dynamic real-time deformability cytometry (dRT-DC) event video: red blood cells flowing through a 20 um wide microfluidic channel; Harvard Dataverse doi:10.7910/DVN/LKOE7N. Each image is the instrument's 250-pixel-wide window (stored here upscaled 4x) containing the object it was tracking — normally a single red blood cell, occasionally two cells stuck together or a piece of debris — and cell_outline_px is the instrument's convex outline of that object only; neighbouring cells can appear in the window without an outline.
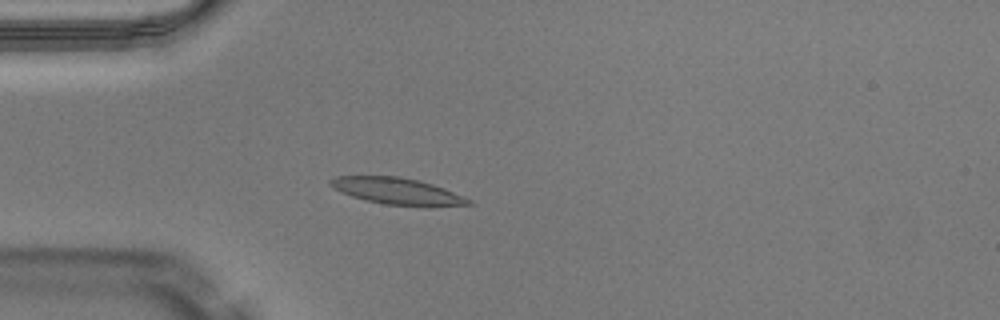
{"species": "Egyptian fruit bat (a non-hibernating species)", "species_latin": "Rousettus aegyptiacus", "temperature_condition": "warm", "stored_images_in_passage": 38, "camera_frame_rate_fps": 3000, "um_per_image_px": 0.085, "animal": {"sex": "male"}, "frame": {"image": 1, "passage_image": 2, "time_ms": 0.333, "image_size_px": [1000, 320], "cell_outline_px": [[476, 204], [432, 208], [424, 208], [388, 204], [368, 200], [352, 196], [332, 188], [328, 184], [328, 180], [336, 176], [396, 176], [416, 180], [432, 184], [444, 188], [472, 200]], "centroid_in_image_um": [33.84, 16.28], "position_along_channel_um": 51.2, "area_um2": 21.73}}
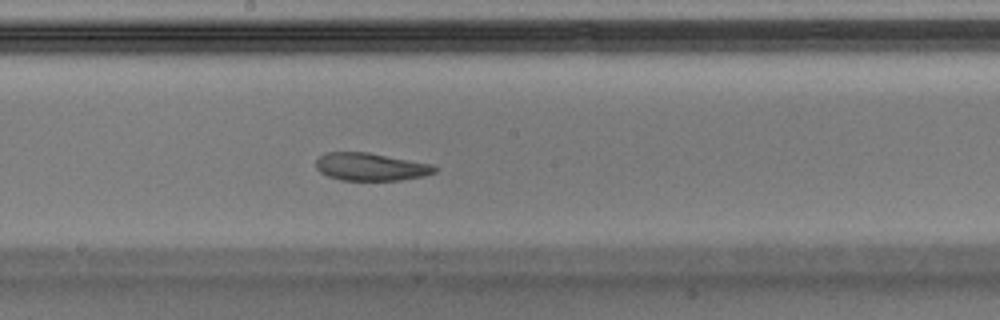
{"frame": {"image": 2, "passage_image": 15, "time_ms": 4.667, "image_size_px": [1000, 320], "cell_outline_px": [[440, 168], [436, 172], [424, 176], [400, 180], [340, 180], [328, 176], [320, 172], [316, 168], [316, 160], [324, 152], [368, 152], [432, 164]], "centroid_in_image_um": [31.52, 14.18], "position_along_channel_um": 216.7, "area_um2": 19.31}}
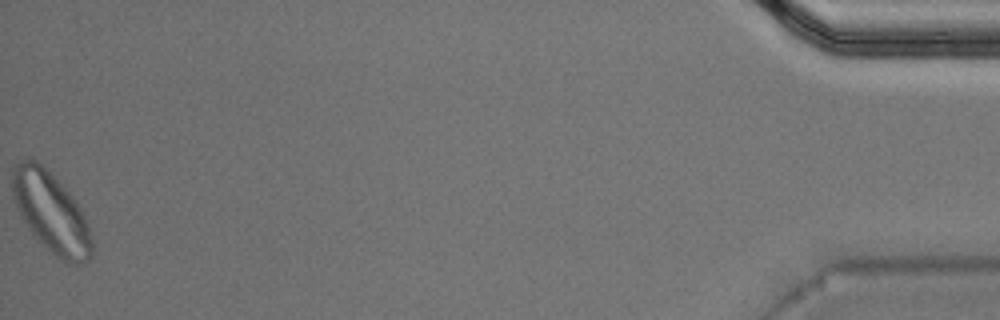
{"frame": {"image": 3, "passage_image": 38, "time_ms": 12.333, "image_size_px": [1000, 320], "cell_outline_px": [[92, 256], [88, 260], [80, 264], [68, 264], [60, 260], [28, 228], [20, 216], [12, 196], [12, 172], [16, 164], [20, 160], [32, 156], [68, 192], [80, 208], [84, 216], [88, 228], [92, 244]], "centroid_in_image_um": [4.31, 18.06], "position_along_channel_um": 430.9, "area_um2": 36.59}, "authors_computed_cell_mechanics": {"area_um2": 21.4438, "velocity_mm_per_s": 4.0469, "shape_relaxation_time_tau1_ms": null, "shape_relaxation_time_tau2_ms": 3.5975, "deformation_change_tau1": null, "deformation_change_tau2": 0.0974}}